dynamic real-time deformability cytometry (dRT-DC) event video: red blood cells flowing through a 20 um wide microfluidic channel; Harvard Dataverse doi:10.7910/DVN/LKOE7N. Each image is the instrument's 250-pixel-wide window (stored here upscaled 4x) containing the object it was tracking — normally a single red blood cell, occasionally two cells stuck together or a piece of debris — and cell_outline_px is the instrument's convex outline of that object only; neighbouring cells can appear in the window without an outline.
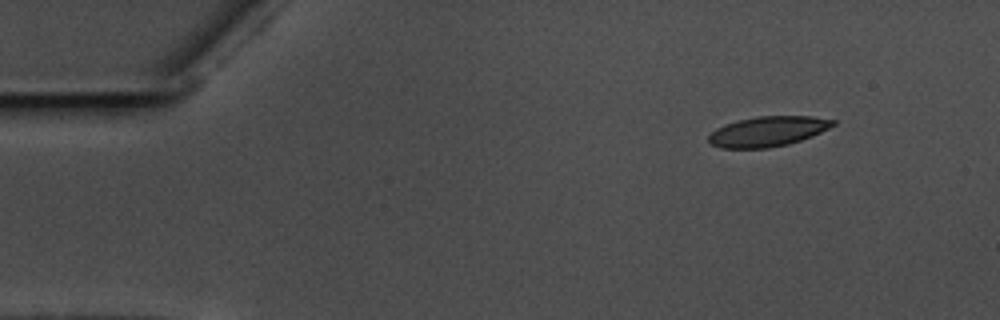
{"species": "common noctule bat (a hibernating species)", "species_latin": "Nyctalus noctula", "temperature_condition": "warm", "stored_images_in_passage": 52, "camera_frame_rate_fps": 3000, "um_per_image_px": 0.085, "animal": {"sex": "male", "body_mass_g": 17.5, "forearm_length_mm": 52.3}, "frame": {"image": 1, "passage_image": 1, "time_ms": 0.0, "image_size_px": [1000, 320], "cell_outline_px": [[836, 124], [812, 136], [788, 144], [768, 148], [720, 148], [712, 144], [708, 140], [708, 136], [716, 128], [724, 124], [756, 116], [812, 116], [836, 120]], "centroid_in_image_um": [65.26, 11.16], "position_along_channel_um": 19.7, "area_um2": 21.73}}
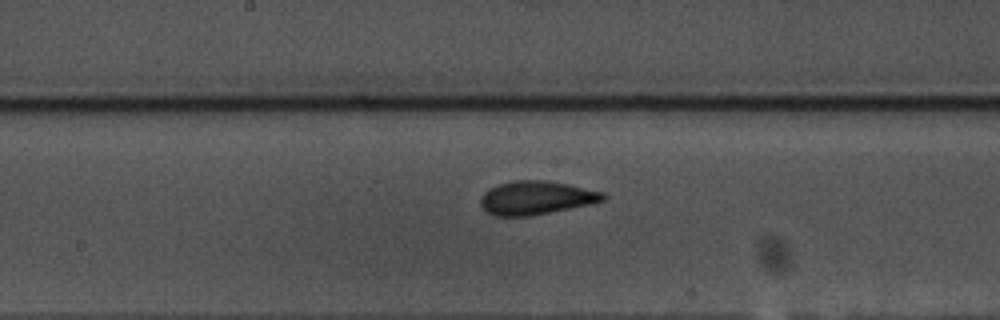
{"frame": {"image": 2, "passage_image": 24, "time_ms": 7.667, "image_size_px": [1000, 320], "cell_outline_px": [[608, 196], [604, 200], [592, 204], [528, 216], [496, 216], [484, 212], [480, 204], [480, 196], [484, 192], [500, 184], [516, 180], [544, 180], [568, 184], [604, 192]], "centroid_in_image_um": [45.57, 16.82], "position_along_channel_um": 202.6, "area_um2": 23.99}}
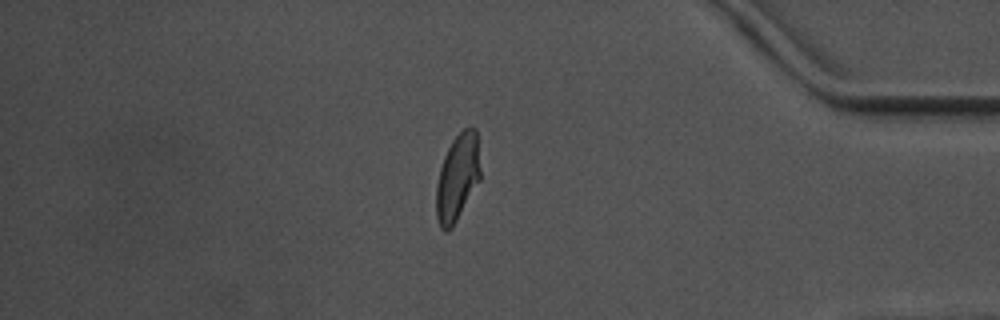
{"frame": {"image": 3, "passage_image": 43, "time_ms": 14.0, "image_size_px": [1000, 320], "cell_outline_px": [[480, 180], [452, 228], [448, 232], [444, 232], [440, 228], [436, 216], [436, 184], [440, 168], [444, 156], [452, 140], [464, 128], [476, 128], [480, 168]], "centroid_in_image_um": [38.87, 15.12], "position_along_channel_um": 396.3, "area_um2": 22.37}, "authors_computed_cell_mechanics": {"area_um2": 22.4553, "velocity_mm_per_s": 3.5575, "shape_relaxation_time_tau1_ms": 6.5819, "shape_relaxation_time_tau2_ms": 1.4187, "deformation_change_tau1": 0.174, "deformation_change_tau2": 0.0849}}